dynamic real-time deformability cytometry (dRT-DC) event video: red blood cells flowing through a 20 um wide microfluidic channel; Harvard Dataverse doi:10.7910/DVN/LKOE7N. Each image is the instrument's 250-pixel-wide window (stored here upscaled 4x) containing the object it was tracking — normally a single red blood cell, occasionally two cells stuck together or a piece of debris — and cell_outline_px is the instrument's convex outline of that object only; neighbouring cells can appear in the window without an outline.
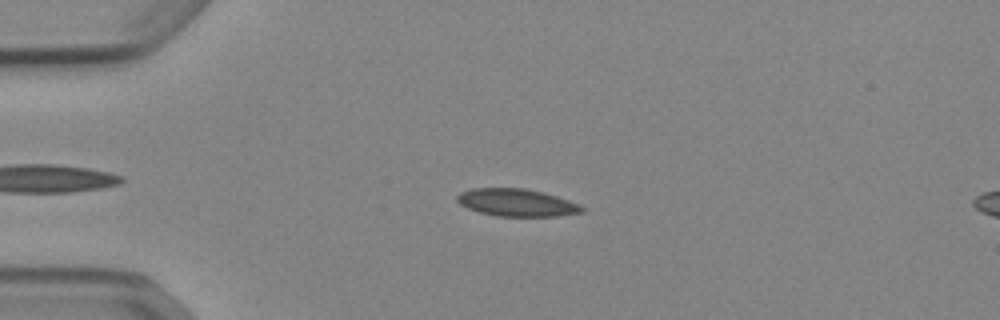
{"species": "Egyptian fruit bat (a non-hibernating species)", "species_latin": "Rousettus aegyptiacus", "temperature_condition": "cold", "stored_images_in_passage": 51, "camera_frame_rate_fps": 3000, "um_per_image_px": 0.085, "animal": {"sex": "female"}, "frame": {"image": 1, "passage_image": 12, "time_ms": 3.667, "image_size_px": [1000, 320], "cell_outline_px": [[584, 212], [556, 216], [496, 216], [480, 212], [468, 208], [460, 204], [456, 200], [456, 196], [460, 192], [472, 188], [524, 188], [544, 192], [580, 204], [584, 208]], "centroid_in_image_um": [43.91, 17.21], "position_along_channel_um": 41.1, "area_um2": 20.0}}
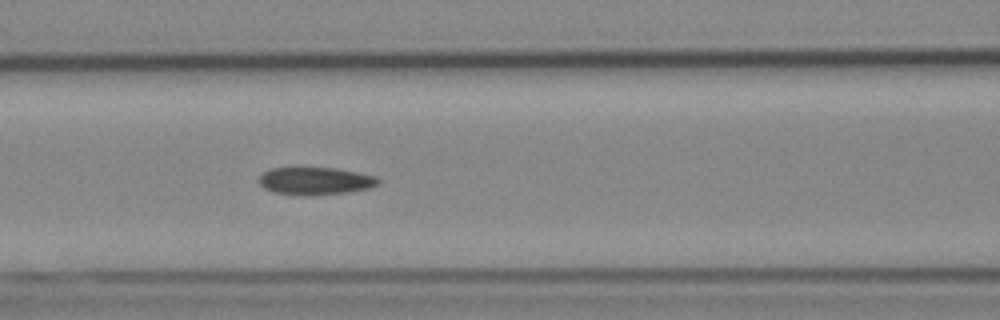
{"frame": {"image": 2, "passage_image": 22, "time_ms": 7.0, "image_size_px": [1000, 320], "cell_outline_px": [[380, 184], [372, 188], [344, 192], [312, 196], [272, 192], [264, 188], [256, 180], [268, 168], [296, 164], [336, 168], [376, 176], [380, 180]], "centroid_in_image_um": [26.73, 15.32], "position_along_channel_um": 139.9, "area_um2": 20.23}}
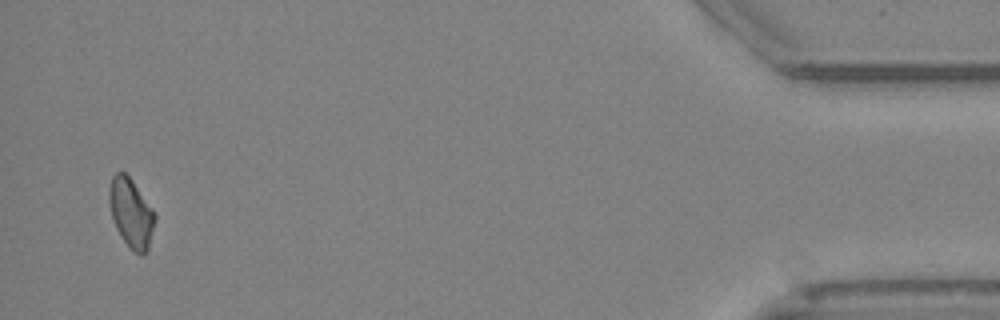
{"frame": {"image": 3, "passage_image": 50, "time_ms": 16.333, "image_size_px": [1000, 320], "cell_outline_px": [[156, 220], [148, 252], [140, 256], [120, 236], [116, 228], [112, 216], [108, 200], [108, 192], [112, 176], [116, 172], [124, 172], [132, 180], [156, 212]], "centroid_in_image_um": [11.17, 18.1], "position_along_channel_um": 424.0, "area_um2": 18.55}}